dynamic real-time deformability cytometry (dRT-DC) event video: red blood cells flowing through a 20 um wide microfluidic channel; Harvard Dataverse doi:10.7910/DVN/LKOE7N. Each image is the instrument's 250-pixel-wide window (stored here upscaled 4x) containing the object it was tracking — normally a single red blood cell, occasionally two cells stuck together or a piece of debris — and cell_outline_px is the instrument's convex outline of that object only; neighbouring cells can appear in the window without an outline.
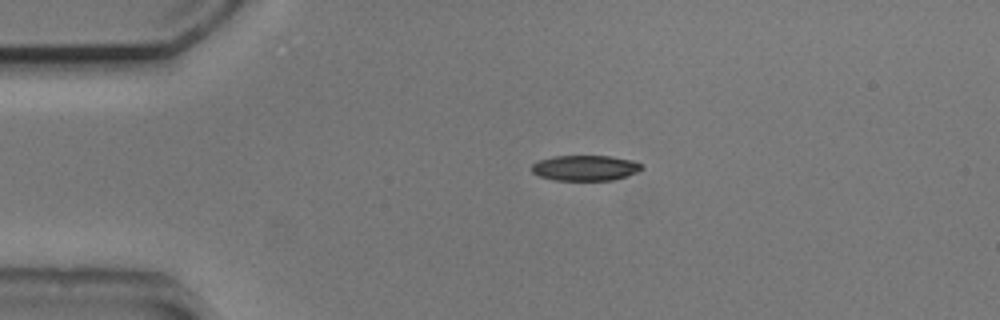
{"species": "common noctule bat (a hibernating species)", "species_latin": "Nyctalus noctula", "temperature_condition": "cold", "stored_images_in_passage": 7, "camera_frame_rate_fps": 3000, "um_per_image_px": 0.085, "animal": {"sex": "male", "body_mass_g": 20.5, "forearm_length_mm": 52.5}, "frame": {"image": 1, "passage_image": 1, "time_ms": 0.0, "image_size_px": [1000, 320], "cell_outline_px": [[644, 168], [636, 172], [612, 180], [556, 180], [540, 176], [532, 172], [532, 164], [540, 160], [552, 156], [608, 156], [632, 160], [640, 164]], "centroid_in_image_um": [49.72, 14.27], "position_along_channel_um": 35.3, "area_um2": 16.07}}